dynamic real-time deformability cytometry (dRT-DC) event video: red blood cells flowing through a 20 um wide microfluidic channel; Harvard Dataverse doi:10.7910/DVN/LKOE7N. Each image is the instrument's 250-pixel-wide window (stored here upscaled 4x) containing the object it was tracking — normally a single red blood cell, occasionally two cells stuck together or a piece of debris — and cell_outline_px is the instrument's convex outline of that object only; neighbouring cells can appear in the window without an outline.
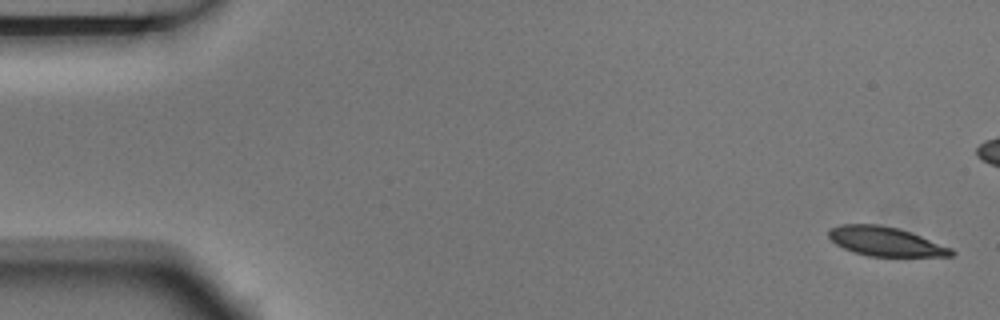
{"species": "Egyptian fruit bat (a non-hibernating species)", "species_latin": "Rousettus aegyptiacus", "temperature_condition": "room temperature", "stored_images_in_passage": 5, "camera_frame_rate_fps": 3000, "um_per_image_px": 0.085, "animal": {"sex": "male"}, "frame": {"image": 1, "passage_image": 1, "time_ms": 0.0, "image_size_px": [1000, 320], "cell_outline_px": [[956, 252], [952, 256], [868, 256], [852, 252], [836, 244], [828, 236], [828, 228], [840, 224], [880, 224], [900, 228], [952, 248]], "centroid_in_image_um": [75.24, 20.51], "position_along_channel_um": 9.8, "area_um2": 20.98}}
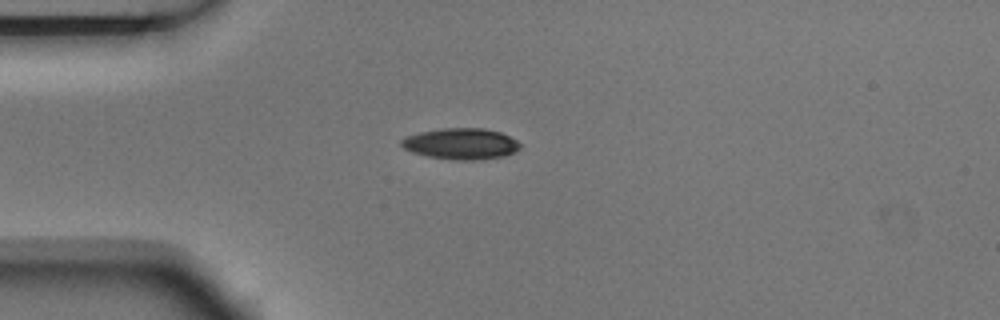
{"frame": {"image": 2, "passage_image": 5, "time_ms": 1.333, "image_size_px": [1000, 320], "cell_outline_px": [[520, 148], [516, 152], [504, 156], [484, 160], [452, 160], [428, 156], [412, 152], [404, 148], [400, 144], [400, 140], [404, 136], [420, 132], [440, 128], [484, 128], [500, 132], [516, 140], [520, 144]], "centroid_in_image_um": [39.18, 12.22], "position_along_channel_um": 45.8, "area_um2": 21.79}}